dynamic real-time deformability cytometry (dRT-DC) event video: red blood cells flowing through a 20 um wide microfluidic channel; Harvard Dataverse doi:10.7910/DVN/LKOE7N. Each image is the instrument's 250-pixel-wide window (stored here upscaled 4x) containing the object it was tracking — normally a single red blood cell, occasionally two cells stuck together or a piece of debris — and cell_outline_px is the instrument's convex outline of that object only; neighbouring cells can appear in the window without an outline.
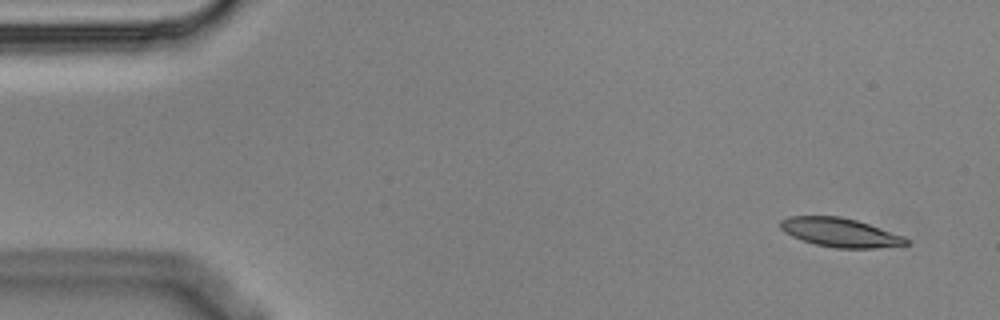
{"species": "Egyptian fruit bat (a non-hibernating species)", "species_latin": "Rousettus aegyptiacus", "temperature_condition": "cold", "stored_images_in_passage": 5, "segment_of_instrument_passage": [2, 2], "camera_frame_rate_fps": 3000, "um_per_image_px": 0.085, "animal": {"sex": "male"}, "frame": {"image": 1, "passage_image": 5, "time_ms": 1.333, "image_size_px": [1000, 320], "cell_outline_px": [[908, 244], [876, 248], [836, 248], [816, 244], [792, 236], [784, 232], [780, 228], [780, 220], [788, 216], [840, 216], [856, 220], [904, 236], [908, 240]], "centroid_in_image_um": [71.38, 19.75], "position_along_channel_um": 13.6, "area_um2": 20.98}}